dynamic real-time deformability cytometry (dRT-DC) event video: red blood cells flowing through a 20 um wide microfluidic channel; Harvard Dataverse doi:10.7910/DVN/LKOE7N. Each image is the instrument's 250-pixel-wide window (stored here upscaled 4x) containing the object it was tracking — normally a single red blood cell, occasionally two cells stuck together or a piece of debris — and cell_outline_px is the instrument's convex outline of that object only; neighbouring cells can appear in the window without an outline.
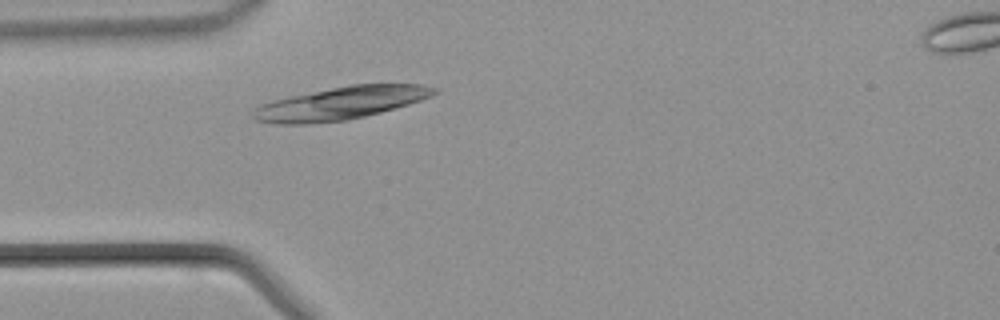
{"species": "common noctule bat (a hibernating species)", "species_latin": "Nyctalus noctula", "temperature_condition": "warm", "stored_images_in_passage": 38, "camera_frame_rate_fps": 3000, "um_per_image_px": 0.085, "animal": {"sex": "male", "body_mass_g": 21.5, "forearm_length_mm": 52.0}, "frame": {"image": 1, "passage_image": 7, "time_ms": 2.0, "image_size_px": [1000, 320], "cell_outline_px": [[440, 92], [432, 96], [408, 104], [380, 112], [348, 120], [304, 124], [272, 124], [256, 120], [252, 116], [252, 112], [260, 104], [272, 100], [352, 84], [424, 84], [440, 88]], "centroid_in_image_um": [28.99, 8.77], "position_along_channel_um": 56.0, "area_um2": 34.51}}
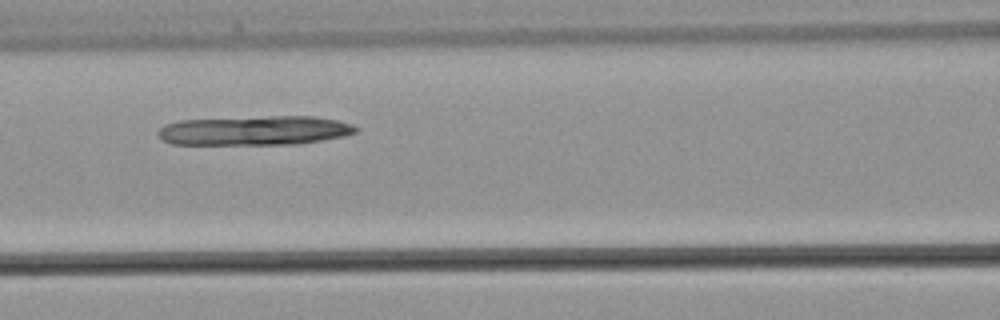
{"frame": {"image": 2, "passage_image": 13, "time_ms": 4.0, "image_size_px": [1000, 320], "cell_outline_px": [[360, 132], [344, 136], [296, 144], [172, 144], [164, 140], [156, 132], [164, 124], [180, 120], [272, 116], [316, 116], [336, 120], [352, 124], [360, 128]], "centroid_in_image_um": [21.69, 11.09], "position_along_channel_um": 144.9, "area_um2": 33.87}}
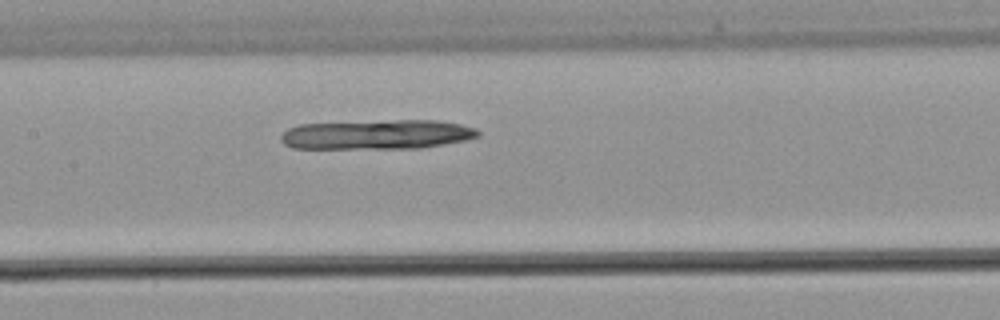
{"frame": {"image": 3, "passage_image": 15, "time_ms": 4.667, "image_size_px": [1000, 320], "cell_outline_px": [[480, 136], [464, 140], [444, 144], [420, 148], [292, 148], [284, 144], [280, 140], [280, 136], [288, 128], [300, 124], [396, 120], [436, 120], [460, 124], [476, 128], [480, 132]], "centroid_in_image_um": [32.05, 11.43], "position_along_channel_um": 175.4, "area_um2": 33.87}}